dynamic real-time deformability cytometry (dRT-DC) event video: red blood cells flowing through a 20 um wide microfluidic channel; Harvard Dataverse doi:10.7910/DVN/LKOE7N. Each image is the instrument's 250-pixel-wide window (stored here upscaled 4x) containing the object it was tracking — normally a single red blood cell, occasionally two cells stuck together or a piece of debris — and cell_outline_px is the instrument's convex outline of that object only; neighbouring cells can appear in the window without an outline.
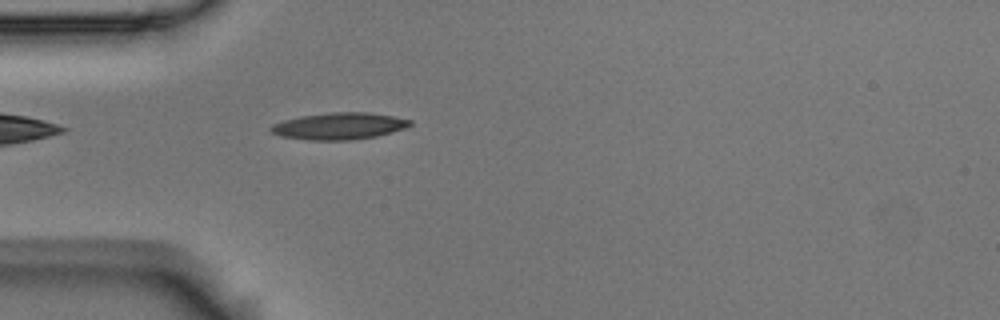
{"species": "Egyptian fruit bat (a non-hibernating species)", "species_latin": "Rousettus aegyptiacus", "temperature_condition": "room temperature", "stored_images_in_passage": 5, "camera_frame_rate_fps": 3000, "um_per_image_px": 0.085, "animal": {"sex": "male"}, "frame": {"image": 1, "passage_image": 5, "time_ms": 1.333, "image_size_px": [1000, 320], "cell_outline_px": [[412, 124], [404, 128], [392, 132], [376, 136], [348, 140], [308, 140], [280, 136], [272, 132], [268, 128], [272, 124], [284, 120], [300, 116], [332, 112], [368, 112], [392, 116], [412, 120]], "centroid_in_image_um": [28.8, 10.71], "position_along_channel_um": 56.2, "area_um2": 21.68}}